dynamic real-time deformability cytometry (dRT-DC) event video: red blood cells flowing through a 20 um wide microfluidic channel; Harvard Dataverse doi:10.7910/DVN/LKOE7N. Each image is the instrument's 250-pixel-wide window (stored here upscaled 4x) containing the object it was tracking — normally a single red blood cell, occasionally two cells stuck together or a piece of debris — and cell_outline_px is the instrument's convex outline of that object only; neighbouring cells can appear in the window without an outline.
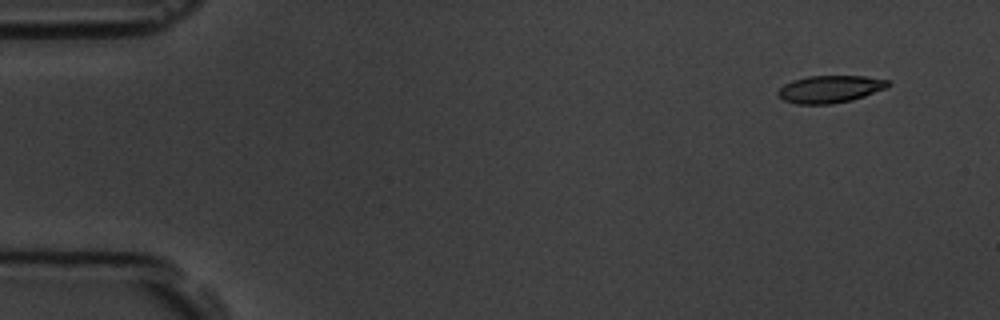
{"species": "common noctule bat (a hibernating species)", "species_latin": "Nyctalus noctula", "temperature_condition": "room temperature", "stored_images_in_passage": 6, "camera_frame_rate_fps": 3000, "um_per_image_px": 0.085, "animal": {"sex": "male", "body_mass_g": 19.5, "forearm_length_mm": 54.6}, "frame": {"image": 1, "passage_image": 2, "time_ms": 1.0, "image_size_px": [1000, 320], "cell_outline_px": [[892, 84], [888, 88], [852, 100], [832, 104], [796, 104], [784, 100], [776, 92], [784, 84], [792, 80], [808, 76], [864, 76], [888, 80]], "centroid_in_image_um": [70.57, 7.57], "position_along_channel_um": 14.4, "area_um2": 17.63}}
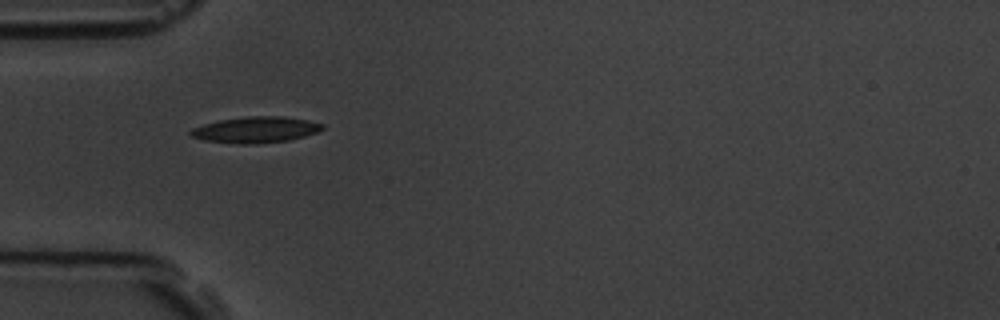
{"frame": {"image": 2, "passage_image": 5, "time_ms": 5.333, "image_size_px": [1000, 320], "cell_outline_px": [[324, 128], [316, 132], [304, 136], [288, 140], [256, 144], [240, 144], [204, 140], [192, 136], [188, 132], [192, 128], [204, 124], [220, 120], [248, 116], [284, 116], [308, 120], [324, 124]], "centroid_in_image_um": [21.74, 11.02], "position_along_channel_um": 63.3, "area_um2": 19.94}}
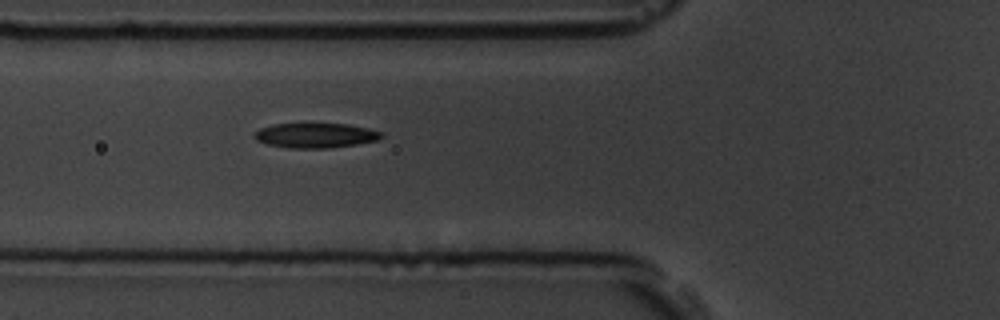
{"frame": {"image": 3, "passage_image": 6, "time_ms": 6.333, "image_size_px": [1000, 320], "cell_outline_px": [[384, 136], [376, 140], [356, 144], [328, 148], [288, 148], [264, 144], [256, 140], [252, 136], [260, 128], [272, 124], [348, 124], [368, 128], [384, 132]], "centroid_in_image_um": [26.8, 11.51], "position_along_channel_um": 99.0, "area_um2": 18.44}}